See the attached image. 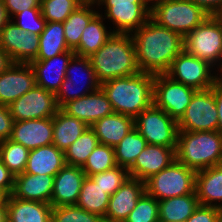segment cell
Segmentation results:
<instances>
[{
	"mask_svg": "<svg viewBox=\"0 0 222 222\" xmlns=\"http://www.w3.org/2000/svg\"><path fill=\"white\" fill-rule=\"evenodd\" d=\"M13 123L8 106L0 104V142L10 139Z\"/></svg>",
	"mask_w": 222,
	"mask_h": 222,
	"instance_id": "cell-45",
	"label": "cell"
},
{
	"mask_svg": "<svg viewBox=\"0 0 222 222\" xmlns=\"http://www.w3.org/2000/svg\"><path fill=\"white\" fill-rule=\"evenodd\" d=\"M8 196L9 195L3 189H0V205L7 203Z\"/></svg>",
	"mask_w": 222,
	"mask_h": 222,
	"instance_id": "cell-52",
	"label": "cell"
},
{
	"mask_svg": "<svg viewBox=\"0 0 222 222\" xmlns=\"http://www.w3.org/2000/svg\"><path fill=\"white\" fill-rule=\"evenodd\" d=\"M176 160V148L147 144L128 169L130 177L145 182Z\"/></svg>",
	"mask_w": 222,
	"mask_h": 222,
	"instance_id": "cell-16",
	"label": "cell"
},
{
	"mask_svg": "<svg viewBox=\"0 0 222 222\" xmlns=\"http://www.w3.org/2000/svg\"><path fill=\"white\" fill-rule=\"evenodd\" d=\"M109 198L110 196L99 184L94 183L90 177L86 176L76 206L104 218L108 209Z\"/></svg>",
	"mask_w": 222,
	"mask_h": 222,
	"instance_id": "cell-33",
	"label": "cell"
},
{
	"mask_svg": "<svg viewBox=\"0 0 222 222\" xmlns=\"http://www.w3.org/2000/svg\"><path fill=\"white\" fill-rule=\"evenodd\" d=\"M82 3L81 0H41L40 8L47 22H64Z\"/></svg>",
	"mask_w": 222,
	"mask_h": 222,
	"instance_id": "cell-38",
	"label": "cell"
},
{
	"mask_svg": "<svg viewBox=\"0 0 222 222\" xmlns=\"http://www.w3.org/2000/svg\"><path fill=\"white\" fill-rule=\"evenodd\" d=\"M89 126L76 117L69 116L61 108L53 116V145L65 151Z\"/></svg>",
	"mask_w": 222,
	"mask_h": 222,
	"instance_id": "cell-28",
	"label": "cell"
},
{
	"mask_svg": "<svg viewBox=\"0 0 222 222\" xmlns=\"http://www.w3.org/2000/svg\"><path fill=\"white\" fill-rule=\"evenodd\" d=\"M10 140L28 150L52 144L53 117L14 122Z\"/></svg>",
	"mask_w": 222,
	"mask_h": 222,
	"instance_id": "cell-19",
	"label": "cell"
},
{
	"mask_svg": "<svg viewBox=\"0 0 222 222\" xmlns=\"http://www.w3.org/2000/svg\"><path fill=\"white\" fill-rule=\"evenodd\" d=\"M9 18L23 10L40 8L41 0H3Z\"/></svg>",
	"mask_w": 222,
	"mask_h": 222,
	"instance_id": "cell-44",
	"label": "cell"
},
{
	"mask_svg": "<svg viewBox=\"0 0 222 222\" xmlns=\"http://www.w3.org/2000/svg\"><path fill=\"white\" fill-rule=\"evenodd\" d=\"M186 222H218V207L199 205Z\"/></svg>",
	"mask_w": 222,
	"mask_h": 222,
	"instance_id": "cell-43",
	"label": "cell"
},
{
	"mask_svg": "<svg viewBox=\"0 0 222 222\" xmlns=\"http://www.w3.org/2000/svg\"><path fill=\"white\" fill-rule=\"evenodd\" d=\"M106 7L105 16L116 25L114 33H129L137 30L150 18L151 0H95Z\"/></svg>",
	"mask_w": 222,
	"mask_h": 222,
	"instance_id": "cell-11",
	"label": "cell"
},
{
	"mask_svg": "<svg viewBox=\"0 0 222 222\" xmlns=\"http://www.w3.org/2000/svg\"><path fill=\"white\" fill-rule=\"evenodd\" d=\"M29 152L22 144L10 139L0 142V160L14 176L24 173Z\"/></svg>",
	"mask_w": 222,
	"mask_h": 222,
	"instance_id": "cell-36",
	"label": "cell"
},
{
	"mask_svg": "<svg viewBox=\"0 0 222 222\" xmlns=\"http://www.w3.org/2000/svg\"><path fill=\"white\" fill-rule=\"evenodd\" d=\"M72 64H74V65L71 66ZM76 65L81 66L82 67L81 69L86 71L87 77L89 78L88 86H86L87 89H85L86 91L84 90L83 92L81 90L79 91L78 89H76V90H78V92L76 90L75 91L73 90L77 87L76 85L78 83L76 81L77 79L75 77L73 79V75H72L73 74L72 68H77ZM70 71L72 74L70 73ZM65 74H66V78L63 80L58 92L55 94L57 105L59 108H62L66 103H68L71 100H75L77 98L86 96L87 94L96 91L101 86V84L98 82V80L96 78V74H95V71L92 67L89 57L79 56V55L74 54L72 59L68 63ZM82 85H83V83H82ZM89 89L91 90V92Z\"/></svg>",
	"mask_w": 222,
	"mask_h": 222,
	"instance_id": "cell-21",
	"label": "cell"
},
{
	"mask_svg": "<svg viewBox=\"0 0 222 222\" xmlns=\"http://www.w3.org/2000/svg\"><path fill=\"white\" fill-rule=\"evenodd\" d=\"M146 139L134 127L127 135L114 147L115 160L117 166L129 169L146 147Z\"/></svg>",
	"mask_w": 222,
	"mask_h": 222,
	"instance_id": "cell-34",
	"label": "cell"
},
{
	"mask_svg": "<svg viewBox=\"0 0 222 222\" xmlns=\"http://www.w3.org/2000/svg\"><path fill=\"white\" fill-rule=\"evenodd\" d=\"M61 109L69 116L84 121L88 126L114 112L101 87L86 96L69 101Z\"/></svg>",
	"mask_w": 222,
	"mask_h": 222,
	"instance_id": "cell-17",
	"label": "cell"
},
{
	"mask_svg": "<svg viewBox=\"0 0 222 222\" xmlns=\"http://www.w3.org/2000/svg\"><path fill=\"white\" fill-rule=\"evenodd\" d=\"M12 63L8 54L0 47V73L4 72Z\"/></svg>",
	"mask_w": 222,
	"mask_h": 222,
	"instance_id": "cell-50",
	"label": "cell"
},
{
	"mask_svg": "<svg viewBox=\"0 0 222 222\" xmlns=\"http://www.w3.org/2000/svg\"><path fill=\"white\" fill-rule=\"evenodd\" d=\"M129 33H113L89 58L100 84L140 73L135 45Z\"/></svg>",
	"mask_w": 222,
	"mask_h": 222,
	"instance_id": "cell-2",
	"label": "cell"
},
{
	"mask_svg": "<svg viewBox=\"0 0 222 222\" xmlns=\"http://www.w3.org/2000/svg\"><path fill=\"white\" fill-rule=\"evenodd\" d=\"M176 160L194 171L222 163V134L218 131H179Z\"/></svg>",
	"mask_w": 222,
	"mask_h": 222,
	"instance_id": "cell-4",
	"label": "cell"
},
{
	"mask_svg": "<svg viewBox=\"0 0 222 222\" xmlns=\"http://www.w3.org/2000/svg\"><path fill=\"white\" fill-rule=\"evenodd\" d=\"M14 122L53 117L60 109L54 93L37 85L8 105Z\"/></svg>",
	"mask_w": 222,
	"mask_h": 222,
	"instance_id": "cell-13",
	"label": "cell"
},
{
	"mask_svg": "<svg viewBox=\"0 0 222 222\" xmlns=\"http://www.w3.org/2000/svg\"><path fill=\"white\" fill-rule=\"evenodd\" d=\"M114 32H108L103 24L102 15L97 14L82 32L79 45L73 50L76 55L90 57Z\"/></svg>",
	"mask_w": 222,
	"mask_h": 222,
	"instance_id": "cell-32",
	"label": "cell"
},
{
	"mask_svg": "<svg viewBox=\"0 0 222 222\" xmlns=\"http://www.w3.org/2000/svg\"><path fill=\"white\" fill-rule=\"evenodd\" d=\"M74 54V51H67L46 60L31 61L29 64L35 73L36 85L56 94L66 78V69ZM60 56L63 57L61 63L58 62Z\"/></svg>",
	"mask_w": 222,
	"mask_h": 222,
	"instance_id": "cell-22",
	"label": "cell"
},
{
	"mask_svg": "<svg viewBox=\"0 0 222 222\" xmlns=\"http://www.w3.org/2000/svg\"><path fill=\"white\" fill-rule=\"evenodd\" d=\"M94 4L95 2L92 1L83 2L63 22L64 36L70 50H74L79 45L83 30L98 14L97 11L92 10L93 8L90 9Z\"/></svg>",
	"mask_w": 222,
	"mask_h": 222,
	"instance_id": "cell-30",
	"label": "cell"
},
{
	"mask_svg": "<svg viewBox=\"0 0 222 222\" xmlns=\"http://www.w3.org/2000/svg\"><path fill=\"white\" fill-rule=\"evenodd\" d=\"M70 50L67 46L63 22H47L39 35V51L34 60H46Z\"/></svg>",
	"mask_w": 222,
	"mask_h": 222,
	"instance_id": "cell-31",
	"label": "cell"
},
{
	"mask_svg": "<svg viewBox=\"0 0 222 222\" xmlns=\"http://www.w3.org/2000/svg\"><path fill=\"white\" fill-rule=\"evenodd\" d=\"M199 205L196 193L160 200L159 221L186 222Z\"/></svg>",
	"mask_w": 222,
	"mask_h": 222,
	"instance_id": "cell-29",
	"label": "cell"
},
{
	"mask_svg": "<svg viewBox=\"0 0 222 222\" xmlns=\"http://www.w3.org/2000/svg\"><path fill=\"white\" fill-rule=\"evenodd\" d=\"M36 85L29 63H12L0 73V104L8 106Z\"/></svg>",
	"mask_w": 222,
	"mask_h": 222,
	"instance_id": "cell-15",
	"label": "cell"
},
{
	"mask_svg": "<svg viewBox=\"0 0 222 222\" xmlns=\"http://www.w3.org/2000/svg\"><path fill=\"white\" fill-rule=\"evenodd\" d=\"M216 16L222 23V10Z\"/></svg>",
	"mask_w": 222,
	"mask_h": 222,
	"instance_id": "cell-54",
	"label": "cell"
},
{
	"mask_svg": "<svg viewBox=\"0 0 222 222\" xmlns=\"http://www.w3.org/2000/svg\"><path fill=\"white\" fill-rule=\"evenodd\" d=\"M211 66L208 62L200 60L183 50L173 60L165 74L195 90H205L211 88L219 78L216 75H211Z\"/></svg>",
	"mask_w": 222,
	"mask_h": 222,
	"instance_id": "cell-12",
	"label": "cell"
},
{
	"mask_svg": "<svg viewBox=\"0 0 222 222\" xmlns=\"http://www.w3.org/2000/svg\"><path fill=\"white\" fill-rule=\"evenodd\" d=\"M154 75L138 74L114 78L101 84L114 112L134 119L153 104Z\"/></svg>",
	"mask_w": 222,
	"mask_h": 222,
	"instance_id": "cell-3",
	"label": "cell"
},
{
	"mask_svg": "<svg viewBox=\"0 0 222 222\" xmlns=\"http://www.w3.org/2000/svg\"><path fill=\"white\" fill-rule=\"evenodd\" d=\"M85 178L86 174L82 167L66 164L54 176L50 205L52 207L76 205Z\"/></svg>",
	"mask_w": 222,
	"mask_h": 222,
	"instance_id": "cell-20",
	"label": "cell"
},
{
	"mask_svg": "<svg viewBox=\"0 0 222 222\" xmlns=\"http://www.w3.org/2000/svg\"><path fill=\"white\" fill-rule=\"evenodd\" d=\"M19 18L17 22H14L23 31L40 35L45 29L47 21L43 18L41 8H31L26 11L23 10L15 14Z\"/></svg>",
	"mask_w": 222,
	"mask_h": 222,
	"instance_id": "cell-42",
	"label": "cell"
},
{
	"mask_svg": "<svg viewBox=\"0 0 222 222\" xmlns=\"http://www.w3.org/2000/svg\"><path fill=\"white\" fill-rule=\"evenodd\" d=\"M196 91L166 74L154 75L153 104L176 121L184 115Z\"/></svg>",
	"mask_w": 222,
	"mask_h": 222,
	"instance_id": "cell-9",
	"label": "cell"
},
{
	"mask_svg": "<svg viewBox=\"0 0 222 222\" xmlns=\"http://www.w3.org/2000/svg\"><path fill=\"white\" fill-rule=\"evenodd\" d=\"M8 222H51L52 206L39 201L15 198L7 199Z\"/></svg>",
	"mask_w": 222,
	"mask_h": 222,
	"instance_id": "cell-26",
	"label": "cell"
},
{
	"mask_svg": "<svg viewBox=\"0 0 222 222\" xmlns=\"http://www.w3.org/2000/svg\"><path fill=\"white\" fill-rule=\"evenodd\" d=\"M178 127L179 131H217L218 113L212 87L194 93Z\"/></svg>",
	"mask_w": 222,
	"mask_h": 222,
	"instance_id": "cell-10",
	"label": "cell"
},
{
	"mask_svg": "<svg viewBox=\"0 0 222 222\" xmlns=\"http://www.w3.org/2000/svg\"><path fill=\"white\" fill-rule=\"evenodd\" d=\"M65 165L64 151L49 144L30 150L24 173L55 176Z\"/></svg>",
	"mask_w": 222,
	"mask_h": 222,
	"instance_id": "cell-25",
	"label": "cell"
},
{
	"mask_svg": "<svg viewBox=\"0 0 222 222\" xmlns=\"http://www.w3.org/2000/svg\"><path fill=\"white\" fill-rule=\"evenodd\" d=\"M184 50L212 67L222 59V23L217 16L210 15L184 37Z\"/></svg>",
	"mask_w": 222,
	"mask_h": 222,
	"instance_id": "cell-7",
	"label": "cell"
},
{
	"mask_svg": "<svg viewBox=\"0 0 222 222\" xmlns=\"http://www.w3.org/2000/svg\"><path fill=\"white\" fill-rule=\"evenodd\" d=\"M131 34L140 72L165 74L173 60L184 50V38L149 18Z\"/></svg>",
	"mask_w": 222,
	"mask_h": 222,
	"instance_id": "cell-1",
	"label": "cell"
},
{
	"mask_svg": "<svg viewBox=\"0 0 222 222\" xmlns=\"http://www.w3.org/2000/svg\"><path fill=\"white\" fill-rule=\"evenodd\" d=\"M51 222H104V219L98 214L70 205L53 207Z\"/></svg>",
	"mask_w": 222,
	"mask_h": 222,
	"instance_id": "cell-40",
	"label": "cell"
},
{
	"mask_svg": "<svg viewBox=\"0 0 222 222\" xmlns=\"http://www.w3.org/2000/svg\"><path fill=\"white\" fill-rule=\"evenodd\" d=\"M14 181L15 176L0 160V189H3L10 196L14 189Z\"/></svg>",
	"mask_w": 222,
	"mask_h": 222,
	"instance_id": "cell-46",
	"label": "cell"
},
{
	"mask_svg": "<svg viewBox=\"0 0 222 222\" xmlns=\"http://www.w3.org/2000/svg\"><path fill=\"white\" fill-rule=\"evenodd\" d=\"M153 1L150 18L158 25L180 34L183 38L210 16L191 0Z\"/></svg>",
	"mask_w": 222,
	"mask_h": 222,
	"instance_id": "cell-5",
	"label": "cell"
},
{
	"mask_svg": "<svg viewBox=\"0 0 222 222\" xmlns=\"http://www.w3.org/2000/svg\"><path fill=\"white\" fill-rule=\"evenodd\" d=\"M54 176L21 173L15 176L12 196L22 200L39 201L50 204L53 193Z\"/></svg>",
	"mask_w": 222,
	"mask_h": 222,
	"instance_id": "cell-23",
	"label": "cell"
},
{
	"mask_svg": "<svg viewBox=\"0 0 222 222\" xmlns=\"http://www.w3.org/2000/svg\"><path fill=\"white\" fill-rule=\"evenodd\" d=\"M7 221V205L1 204L0 205V222Z\"/></svg>",
	"mask_w": 222,
	"mask_h": 222,
	"instance_id": "cell-51",
	"label": "cell"
},
{
	"mask_svg": "<svg viewBox=\"0 0 222 222\" xmlns=\"http://www.w3.org/2000/svg\"><path fill=\"white\" fill-rule=\"evenodd\" d=\"M209 15H217L222 10V0H191Z\"/></svg>",
	"mask_w": 222,
	"mask_h": 222,
	"instance_id": "cell-48",
	"label": "cell"
},
{
	"mask_svg": "<svg viewBox=\"0 0 222 222\" xmlns=\"http://www.w3.org/2000/svg\"><path fill=\"white\" fill-rule=\"evenodd\" d=\"M11 19L8 16L6 6L4 5L3 0H0V33L2 29L5 27V25L10 21Z\"/></svg>",
	"mask_w": 222,
	"mask_h": 222,
	"instance_id": "cell-49",
	"label": "cell"
},
{
	"mask_svg": "<svg viewBox=\"0 0 222 222\" xmlns=\"http://www.w3.org/2000/svg\"><path fill=\"white\" fill-rule=\"evenodd\" d=\"M0 47L13 63H30L39 51V35L23 31L10 20L0 33Z\"/></svg>",
	"mask_w": 222,
	"mask_h": 222,
	"instance_id": "cell-14",
	"label": "cell"
},
{
	"mask_svg": "<svg viewBox=\"0 0 222 222\" xmlns=\"http://www.w3.org/2000/svg\"><path fill=\"white\" fill-rule=\"evenodd\" d=\"M116 166L114 148L99 143L89 155L82 170L89 177L113 169Z\"/></svg>",
	"mask_w": 222,
	"mask_h": 222,
	"instance_id": "cell-37",
	"label": "cell"
},
{
	"mask_svg": "<svg viewBox=\"0 0 222 222\" xmlns=\"http://www.w3.org/2000/svg\"><path fill=\"white\" fill-rule=\"evenodd\" d=\"M218 222H222V204H218Z\"/></svg>",
	"mask_w": 222,
	"mask_h": 222,
	"instance_id": "cell-53",
	"label": "cell"
},
{
	"mask_svg": "<svg viewBox=\"0 0 222 222\" xmlns=\"http://www.w3.org/2000/svg\"><path fill=\"white\" fill-rule=\"evenodd\" d=\"M159 200L148 195L146 192L138 200L134 210L124 222H158Z\"/></svg>",
	"mask_w": 222,
	"mask_h": 222,
	"instance_id": "cell-41",
	"label": "cell"
},
{
	"mask_svg": "<svg viewBox=\"0 0 222 222\" xmlns=\"http://www.w3.org/2000/svg\"><path fill=\"white\" fill-rule=\"evenodd\" d=\"M90 127L95 131L100 144L114 148L134 128V118L113 112Z\"/></svg>",
	"mask_w": 222,
	"mask_h": 222,
	"instance_id": "cell-24",
	"label": "cell"
},
{
	"mask_svg": "<svg viewBox=\"0 0 222 222\" xmlns=\"http://www.w3.org/2000/svg\"><path fill=\"white\" fill-rule=\"evenodd\" d=\"M134 127L147 144L177 148L178 121L152 104L134 119Z\"/></svg>",
	"mask_w": 222,
	"mask_h": 222,
	"instance_id": "cell-8",
	"label": "cell"
},
{
	"mask_svg": "<svg viewBox=\"0 0 222 222\" xmlns=\"http://www.w3.org/2000/svg\"><path fill=\"white\" fill-rule=\"evenodd\" d=\"M98 144L99 140L96 133L89 126L83 134L64 151L65 163L67 165L83 167L89 155Z\"/></svg>",
	"mask_w": 222,
	"mask_h": 222,
	"instance_id": "cell-35",
	"label": "cell"
},
{
	"mask_svg": "<svg viewBox=\"0 0 222 222\" xmlns=\"http://www.w3.org/2000/svg\"><path fill=\"white\" fill-rule=\"evenodd\" d=\"M212 91L215 96L218 113V128L217 131L222 134V77L218 78L212 86Z\"/></svg>",
	"mask_w": 222,
	"mask_h": 222,
	"instance_id": "cell-47",
	"label": "cell"
},
{
	"mask_svg": "<svg viewBox=\"0 0 222 222\" xmlns=\"http://www.w3.org/2000/svg\"><path fill=\"white\" fill-rule=\"evenodd\" d=\"M196 171L175 160L145 181V191L156 200L194 194Z\"/></svg>",
	"mask_w": 222,
	"mask_h": 222,
	"instance_id": "cell-6",
	"label": "cell"
},
{
	"mask_svg": "<svg viewBox=\"0 0 222 222\" xmlns=\"http://www.w3.org/2000/svg\"><path fill=\"white\" fill-rule=\"evenodd\" d=\"M94 183L99 184L109 196L113 195L127 180L130 174L127 168L116 166L113 169L89 176Z\"/></svg>",
	"mask_w": 222,
	"mask_h": 222,
	"instance_id": "cell-39",
	"label": "cell"
},
{
	"mask_svg": "<svg viewBox=\"0 0 222 222\" xmlns=\"http://www.w3.org/2000/svg\"><path fill=\"white\" fill-rule=\"evenodd\" d=\"M195 192L200 205L218 207L211 203L222 201V163L197 171Z\"/></svg>",
	"mask_w": 222,
	"mask_h": 222,
	"instance_id": "cell-27",
	"label": "cell"
},
{
	"mask_svg": "<svg viewBox=\"0 0 222 222\" xmlns=\"http://www.w3.org/2000/svg\"><path fill=\"white\" fill-rule=\"evenodd\" d=\"M145 192V182L130 177L110 196L104 222H124Z\"/></svg>",
	"mask_w": 222,
	"mask_h": 222,
	"instance_id": "cell-18",
	"label": "cell"
}]
</instances>
